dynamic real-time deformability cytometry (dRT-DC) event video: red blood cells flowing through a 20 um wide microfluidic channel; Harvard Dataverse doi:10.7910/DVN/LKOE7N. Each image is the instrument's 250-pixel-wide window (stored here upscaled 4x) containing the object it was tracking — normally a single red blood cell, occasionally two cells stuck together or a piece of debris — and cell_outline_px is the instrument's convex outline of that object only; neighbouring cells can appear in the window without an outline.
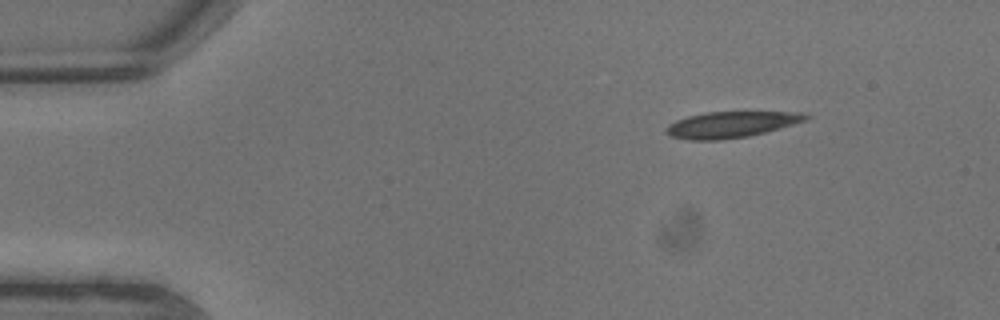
{"species": "common noctule bat (a hibernating species)", "species_latin": "Nyctalus noctula", "temperature_condition": "warm", "stored_images_in_passage": 4, "camera_frame_rate_fps": 3000, "um_per_image_px": 0.085, "animal": {"sex": "male", "body_mass_g": 13.3}, "frame": {"image": 1, "passage_image": 1, "time_ms": 0.0, "image_size_px": [1000, 320], "cell_outline_px": [[812, 116], [808, 120], [780, 128], [748, 136], [720, 140], [688, 140], [672, 136], [664, 132], [664, 128], [668, 124], [676, 120], [688, 116], [704, 112], [804, 112]], "centroid_in_image_um": [62.15, 10.58], "position_along_channel_um": 22.9, "area_um2": 21.39}}
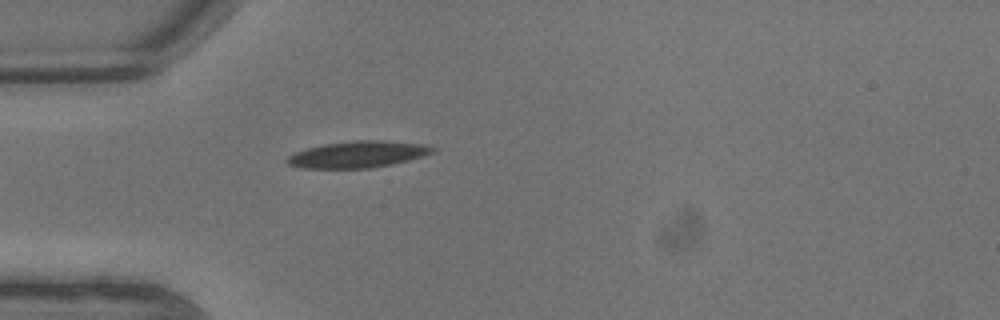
{"frame": {"image": 2, "passage_image": 4, "time_ms": 1.0, "image_size_px": [1000, 320], "cell_outline_px": [[436, 152], [424, 156], [392, 164], [372, 168], [300, 168], [288, 164], [284, 160], [288, 156], [296, 152], [308, 148], [324, 144], [352, 140], [384, 140], [428, 144], [436, 148]], "centroid_in_image_um": [30.47, 13.11], "position_along_channel_um": 54.5, "area_um2": 22.77}}